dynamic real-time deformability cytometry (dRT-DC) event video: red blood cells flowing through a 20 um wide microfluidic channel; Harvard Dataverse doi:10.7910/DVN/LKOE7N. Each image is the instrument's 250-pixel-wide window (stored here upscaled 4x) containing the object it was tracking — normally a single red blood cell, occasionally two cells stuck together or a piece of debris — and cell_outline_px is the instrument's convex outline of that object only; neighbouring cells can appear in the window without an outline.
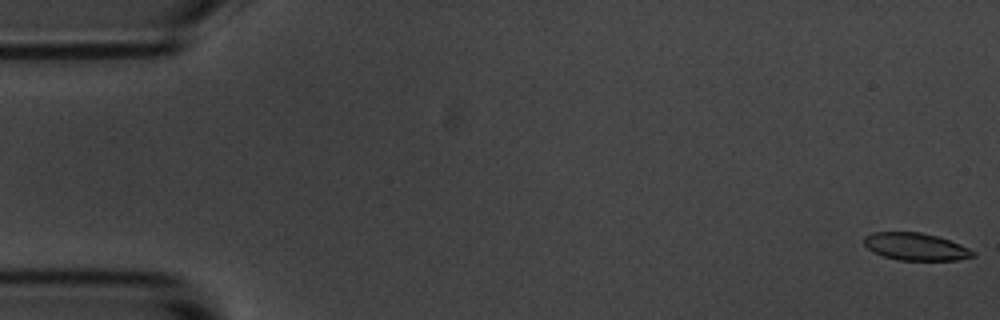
{"species": "common noctule bat (a hibernating species)", "species_latin": "Nyctalus noctula", "temperature_condition": "room temperature", "stored_images_in_passage": 3, "camera_frame_rate_fps": 3000, "um_per_image_px": 0.085, "animal": {"sex": "male", "body_mass_g": 20.1, "forearm_length_mm": 53.5}, "frame": {"image": 1, "passage_image": 1, "time_ms": 0.0, "image_size_px": [1000, 320], "cell_outline_px": [[976, 256], [956, 260], [900, 260], [884, 256], [868, 248], [864, 244], [864, 236], [872, 232], [920, 232], [936, 236], [960, 244], [976, 252]], "centroid_in_image_um": [77.85, 20.96], "position_along_channel_um": 7.2, "area_um2": 17.22}}